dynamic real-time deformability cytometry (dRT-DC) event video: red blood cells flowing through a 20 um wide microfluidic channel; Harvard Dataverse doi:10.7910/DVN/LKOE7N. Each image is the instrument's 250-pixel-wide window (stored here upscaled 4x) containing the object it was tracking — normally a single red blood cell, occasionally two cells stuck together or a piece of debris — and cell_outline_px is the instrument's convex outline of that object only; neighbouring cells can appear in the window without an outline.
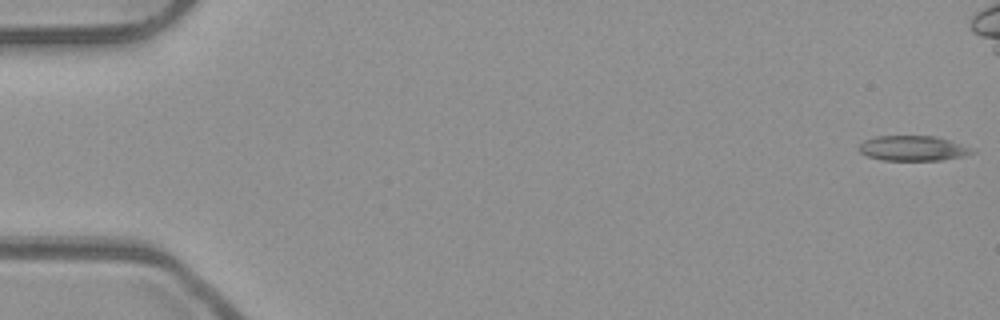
{"species": "common noctule bat (a hibernating species)", "species_latin": "Nyctalus noctula", "temperature_condition": "room temperature", "stored_images_in_passage": 14, "camera_frame_rate_fps": 3000, "um_per_image_px": 0.085, "animal": {"sex": "male", "body_mass_g": 23.1, "forearm_length_mm": 52.7}, "frame": {"image": 1, "passage_image": 1, "time_ms": 0.0, "image_size_px": [1000, 320], "cell_outline_px": [[976, 152], [964, 156], [940, 160], [880, 160], [868, 156], [860, 152], [856, 148], [864, 140], [876, 136], [936, 136], [960, 144]], "centroid_in_image_um": [77.53, 12.6], "position_along_channel_um": 7.5, "area_um2": 16.42}}